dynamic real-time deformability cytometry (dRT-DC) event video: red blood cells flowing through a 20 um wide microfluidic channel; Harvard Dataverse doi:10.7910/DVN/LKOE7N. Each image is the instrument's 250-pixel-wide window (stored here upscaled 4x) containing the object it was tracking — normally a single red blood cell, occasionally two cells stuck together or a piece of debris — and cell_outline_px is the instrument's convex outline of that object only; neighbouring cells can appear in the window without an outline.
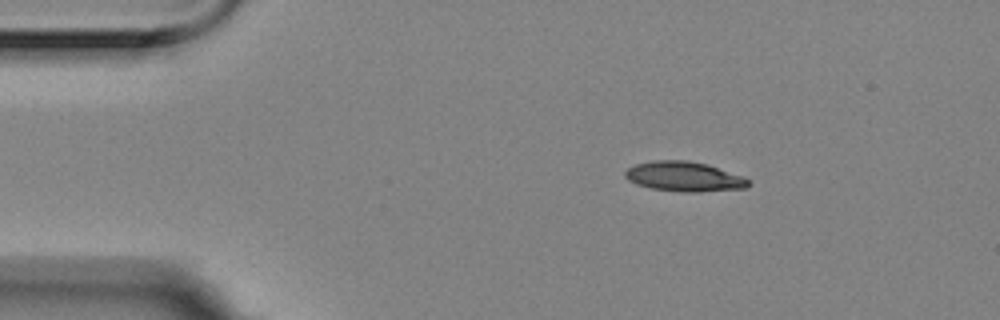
{"species": "Egyptian fruit bat (a non-hibernating species)", "species_latin": "Rousettus aegyptiacus", "temperature_condition": "room temperature", "stored_images_in_passage": 4, "camera_frame_rate_fps": 3000, "um_per_image_px": 0.085, "animal": {"sex": "female"}, "frame": {"image": 1, "passage_image": 2, "time_ms": 0.333, "image_size_px": [1000, 320], "cell_outline_px": [[752, 184], [748, 188], [700, 192], [684, 192], [652, 188], [636, 184], [628, 180], [624, 176], [624, 172], [628, 168], [636, 164], [652, 160], [688, 160], [708, 164], [744, 176], [752, 180]], "centroid_in_image_um": [58.22, 15.0], "position_along_channel_um": 26.8, "area_um2": 21.79}}
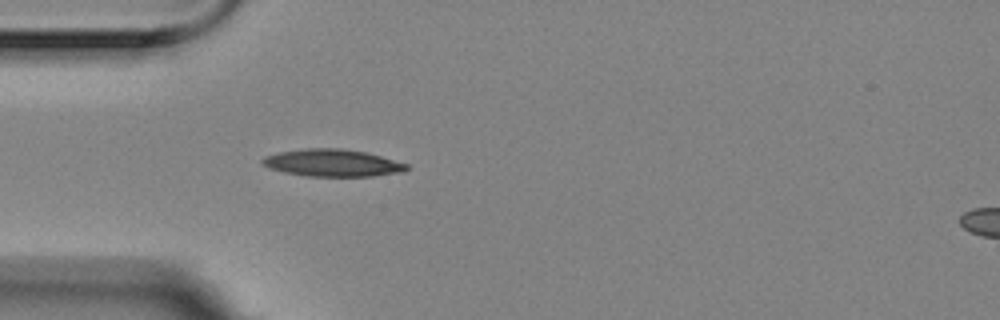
{"frame": {"image": 2, "passage_image": 4, "time_ms": 1.0, "image_size_px": [1000, 320], "cell_outline_px": [[408, 168], [404, 172], [372, 176], [308, 176], [284, 172], [268, 168], [260, 164], [260, 160], [264, 156], [280, 152], [304, 148], [340, 148], [364, 152], [380, 156], [408, 164]], "centroid_in_image_um": [28.21, 13.85], "position_along_channel_um": 56.8, "area_um2": 22.89}}